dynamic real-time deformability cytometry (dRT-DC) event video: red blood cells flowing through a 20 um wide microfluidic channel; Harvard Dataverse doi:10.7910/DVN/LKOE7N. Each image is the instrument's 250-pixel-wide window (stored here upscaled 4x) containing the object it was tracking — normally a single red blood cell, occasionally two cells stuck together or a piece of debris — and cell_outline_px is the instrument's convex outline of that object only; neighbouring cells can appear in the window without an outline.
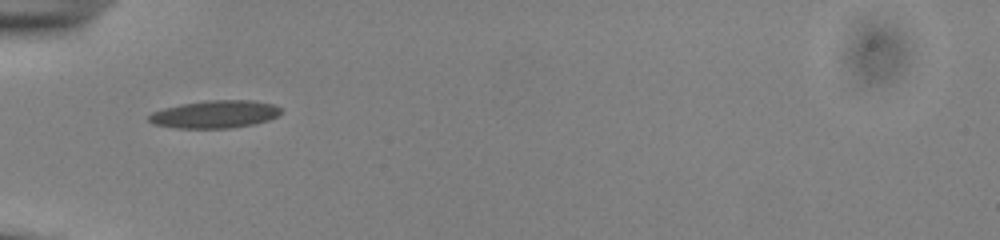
{"species": "common noctule bat (a hibernating species)", "species_latin": "Nyctalus noctula", "temperature_condition": "cold", "stored_images_in_passage": 33, "camera_frame_rate_fps": 3000, "um_per_image_px": 0.085, "animal": {"sex": "male", "body_mass_g": 13.0, "forearm_length_mm": 53.1}, "frame": {"image": 1, "passage_image": 1, "time_ms": 0.0, "image_size_px": [1000, 240], "cell_outline_px": [[280, 112], [276, 116], [268, 120], [256, 124], [232, 128], [176, 128], [152, 124], [148, 120], [148, 116], [152, 112], [164, 108], [180, 104], [204, 100], [256, 100], [272, 104], [280, 108]], "centroid_in_image_um": [18.24, 9.71], "position_along_channel_um": 66.8, "area_um2": 21.44}}
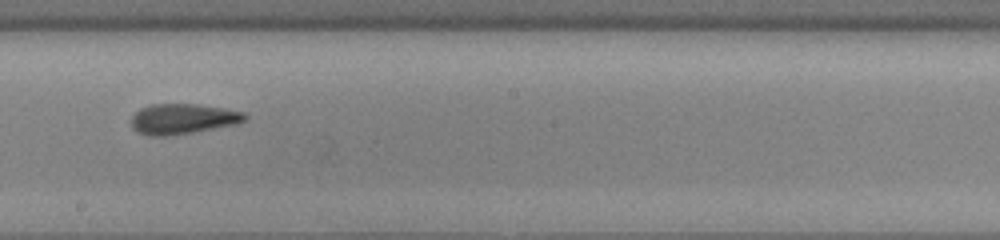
{"frame": {"image": 2, "passage_image": 14, "time_ms": 4.333, "image_size_px": [1000, 240], "cell_outline_px": [[248, 120], [236, 124], [192, 132], [168, 136], [148, 136], [136, 132], [132, 128], [132, 116], [140, 108], [152, 104], [196, 104], [224, 108], [244, 112], [248, 116]], "centroid_in_image_um": [15.54, 10.11], "position_along_channel_um": 232.7, "area_um2": 20.17}}
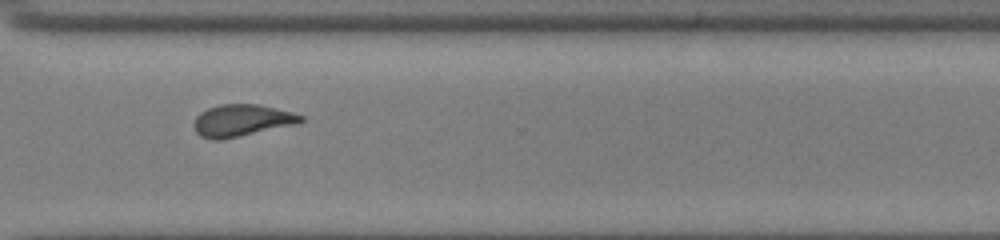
{"frame": {"image": 3, "passage_image": 23, "time_ms": 7.333, "image_size_px": [1000, 240], "cell_outline_px": [[304, 120], [296, 124], [240, 136], [220, 140], [212, 140], [200, 136], [196, 132], [192, 124], [196, 116], [200, 112], [208, 108], [220, 104], [256, 104], [292, 112], [304, 116]], "centroid_in_image_um": [20.51, 10.24], "position_along_channel_um": 350.1, "area_um2": 19.88}, "authors_computed_cell_mechanics": {"area_um2": 19.8254, "velocity_mm_per_s": 3.9102, "shape_relaxation_time_tau1_ms": 7.9941, "shape_relaxation_time_tau2_ms": 1.6789, "deformation_change_tau1": 0.1703, "deformation_change_tau2": 0.0866}}